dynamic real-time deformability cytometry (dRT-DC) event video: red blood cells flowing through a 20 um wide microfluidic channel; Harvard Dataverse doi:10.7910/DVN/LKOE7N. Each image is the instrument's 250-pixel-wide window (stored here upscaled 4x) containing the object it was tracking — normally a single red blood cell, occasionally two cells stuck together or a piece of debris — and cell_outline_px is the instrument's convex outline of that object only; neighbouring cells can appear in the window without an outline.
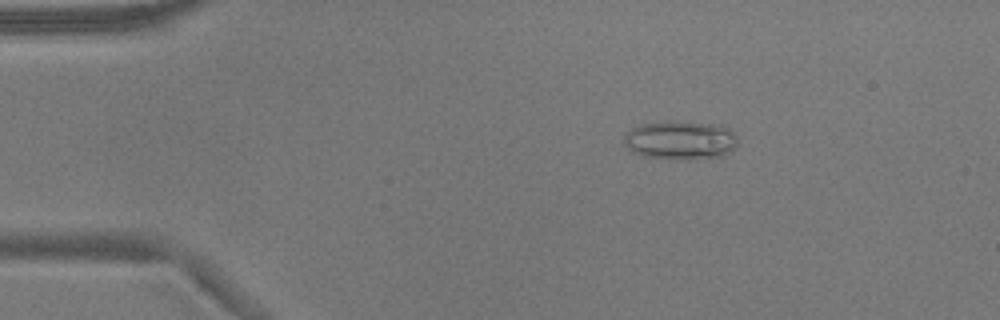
{"species": "common noctule bat (a hibernating species)", "species_latin": "Nyctalus noctula", "temperature_condition": "warm", "stored_images_in_passage": 53, "camera_frame_rate_fps": 3000, "um_per_image_px": 0.085, "animal": {"sex": "male", "body_mass_g": 17.9}, "frame": {"image": 1, "passage_image": 9, "time_ms": 2.667, "image_size_px": [1000, 320], "cell_outline_px": [[736, 148], [724, 156], [688, 160], [668, 160], [644, 156], [632, 152], [624, 144], [624, 136], [632, 128], [640, 124], [668, 120], [688, 120], [724, 124], [732, 128], [736, 136]], "centroid_in_image_um": [57.89, 11.89], "position_along_channel_um": 27.1, "area_um2": 26.93}}
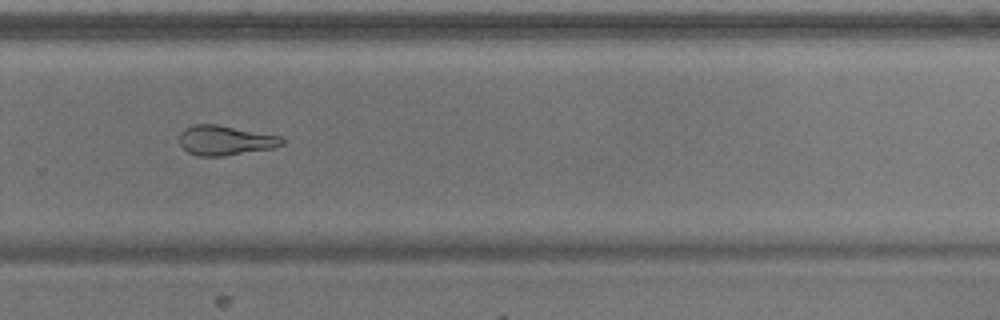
{"frame": {"image": 2, "passage_image": 36, "time_ms": 11.667, "image_size_px": [1000, 320], "cell_outline_px": [[284, 144], [272, 148], [224, 156], [196, 156], [188, 152], [180, 144], [180, 132], [184, 128], [192, 124], [216, 124], [280, 136], [284, 140]], "centroid_in_image_um": [19.11, 11.93], "position_along_channel_um": 310.7, "area_um2": 17.74}}
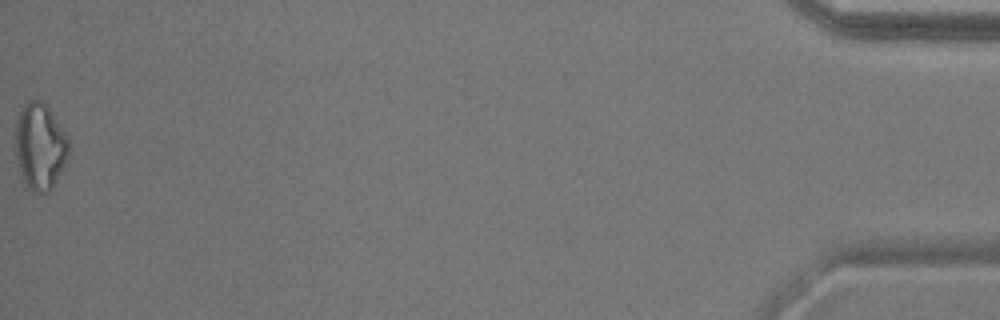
{"frame": {"image": 3, "passage_image": 53, "time_ms": 17.333, "image_size_px": [1000, 320], "cell_outline_px": [[68, 156], [52, 188], [48, 192], [32, 192], [28, 188], [20, 176], [16, 164], [16, 120], [20, 104], [28, 100], [40, 100], [48, 108], [68, 140]], "centroid_in_image_um": [3.34, 12.45], "position_along_channel_um": 431.9, "area_um2": 26.76}, "authors_computed_cell_mechanics": {"area_um2": 21.386, "velocity_mm_per_s": 3.8377, "shape_relaxation_time_tau1_ms": null, "shape_relaxation_time_tau2_ms": 2.9691, "deformation_change_tau1": null, "deformation_change_tau2": 0.1205}}